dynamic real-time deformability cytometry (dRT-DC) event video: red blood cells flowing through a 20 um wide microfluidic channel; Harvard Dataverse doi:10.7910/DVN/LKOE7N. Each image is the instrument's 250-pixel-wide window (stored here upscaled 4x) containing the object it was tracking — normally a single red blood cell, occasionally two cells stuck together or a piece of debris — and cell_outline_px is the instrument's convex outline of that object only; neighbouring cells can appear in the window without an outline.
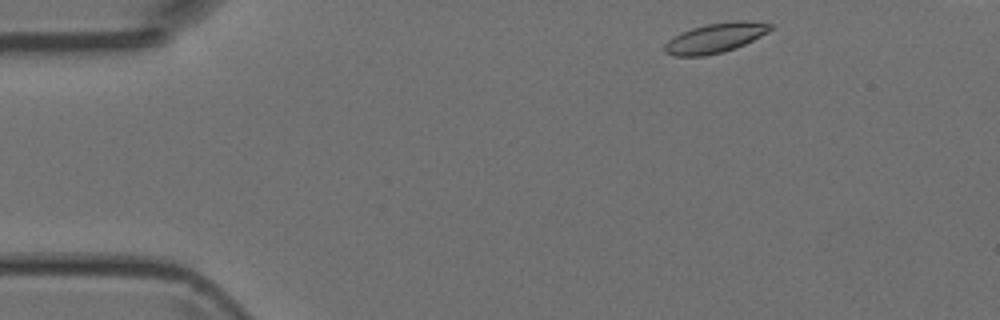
{"species": "Egyptian fruit bat (a non-hibernating species)", "species_latin": "Rousettus aegyptiacus", "temperature_condition": "room temperature", "stored_images_in_passage": 4, "segment_of_instrument_passage": [1, 2], "camera_frame_rate_fps": 3000, "um_per_image_px": 0.085, "animal": {"sex": "female"}, "frame": {"image": 1, "passage_image": 1, "time_ms": 0.0, "image_size_px": [1000, 320], "cell_outline_px": [[776, 24], [768, 32], [736, 48], [724, 52], [704, 56], [672, 56], [664, 52], [664, 44], [668, 40], [680, 32], [692, 28], [708, 24], [736, 20], [748, 20]], "centroid_in_image_um": [60.81, 3.22], "position_along_channel_um": 24.2, "area_um2": 18.5}}